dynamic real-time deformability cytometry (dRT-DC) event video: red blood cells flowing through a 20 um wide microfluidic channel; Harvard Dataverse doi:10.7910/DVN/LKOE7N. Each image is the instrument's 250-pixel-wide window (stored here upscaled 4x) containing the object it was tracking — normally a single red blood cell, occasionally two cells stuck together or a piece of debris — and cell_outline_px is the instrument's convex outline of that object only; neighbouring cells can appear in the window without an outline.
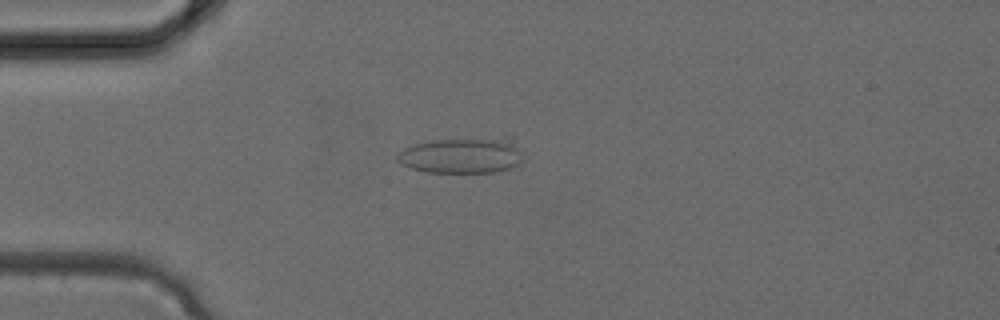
{"species": "common noctule bat (a hibernating species)", "species_latin": "Nyctalus noctula", "temperature_condition": "cold", "stored_images_in_passage": 2, "camera_frame_rate_fps": 3000, "um_per_image_px": 0.085, "animal": {"sex": "female", "body_mass_g": 24.6, "forearm_length_mm": 56.2}, "frame": {"image": 1, "passage_image": 2, "time_ms": 0.333, "image_size_px": [1000, 320], "cell_outline_px": [[524, 160], [520, 164], [512, 168], [496, 172], [428, 172], [412, 168], [400, 164], [396, 160], [396, 156], [404, 148], [416, 144], [432, 140], [508, 132], [512, 136]], "centroid_in_image_um": [39.41, 13.12], "position_along_channel_um": 45.6, "area_um2": 27.92}}